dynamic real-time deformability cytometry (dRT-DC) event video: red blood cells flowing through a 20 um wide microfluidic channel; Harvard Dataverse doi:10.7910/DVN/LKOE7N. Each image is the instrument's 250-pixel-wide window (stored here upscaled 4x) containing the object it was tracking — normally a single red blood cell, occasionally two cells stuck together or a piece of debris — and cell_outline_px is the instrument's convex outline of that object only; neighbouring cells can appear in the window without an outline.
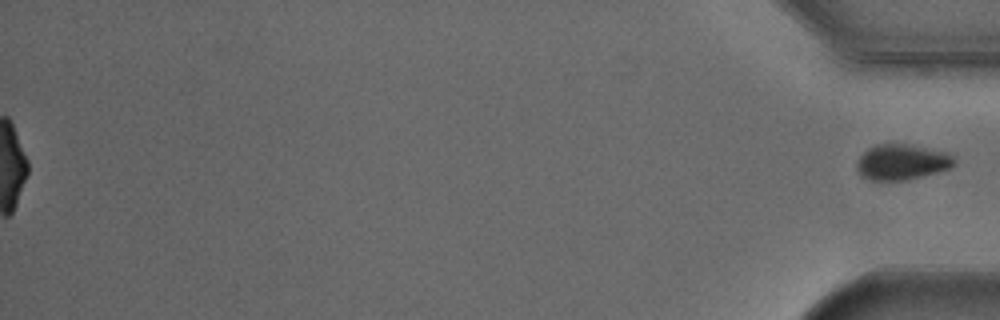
{"species": "Egyptian fruit bat (a non-hibernating species)", "species_latin": "Rousettus aegyptiacus", "temperature_condition": "cold", "stored_images_in_passage": 46, "segment_of_instrument_passage": [2, 2], "camera_frame_rate_fps": 3000, "um_per_image_px": 0.085, "animal": {"sex": "male"}, "frame": {"image": 1, "passage_image": 46, "time_ms": 15.0, "image_size_px": [1000, 320], "cell_outline_px": [[956, 164], [952, 168], [904, 180], [868, 180], [860, 176], [856, 168], [856, 164], [860, 156], [868, 148], [876, 144], [908, 144], [948, 152], [956, 160]], "centroid_in_image_um": [76.65, 13.77], "position_along_channel_um": 358.5, "area_um2": 20.29}}